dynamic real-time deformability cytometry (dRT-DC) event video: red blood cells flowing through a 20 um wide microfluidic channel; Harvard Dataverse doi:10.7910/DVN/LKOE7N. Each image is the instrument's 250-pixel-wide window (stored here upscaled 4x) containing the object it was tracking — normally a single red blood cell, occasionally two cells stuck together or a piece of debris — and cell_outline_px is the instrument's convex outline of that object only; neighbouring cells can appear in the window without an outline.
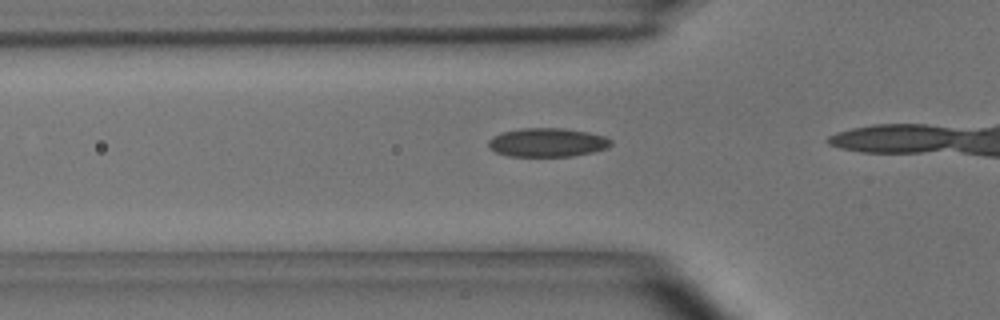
{"species": "common noctule bat (a hibernating species)", "species_latin": "Nyctalus noctula", "temperature_condition": "room temperature", "stored_images_in_passage": 17, "camera_frame_rate_fps": 3000, "um_per_image_px": 0.085, "animal": {"sex": "male", "body_mass_g": 15.6}, "frame": {"image": 1, "passage_image": 12, "time_ms": 3.667, "image_size_px": [1000, 320], "cell_outline_px": [[612, 144], [608, 148], [592, 152], [572, 156], [508, 156], [496, 152], [488, 144], [488, 140], [492, 136], [500, 132], [520, 128], [564, 128], [588, 132], [604, 136], [612, 140]], "centroid_in_image_um": [46.52, 12.1], "position_along_channel_um": 79.3, "area_um2": 20.63}}